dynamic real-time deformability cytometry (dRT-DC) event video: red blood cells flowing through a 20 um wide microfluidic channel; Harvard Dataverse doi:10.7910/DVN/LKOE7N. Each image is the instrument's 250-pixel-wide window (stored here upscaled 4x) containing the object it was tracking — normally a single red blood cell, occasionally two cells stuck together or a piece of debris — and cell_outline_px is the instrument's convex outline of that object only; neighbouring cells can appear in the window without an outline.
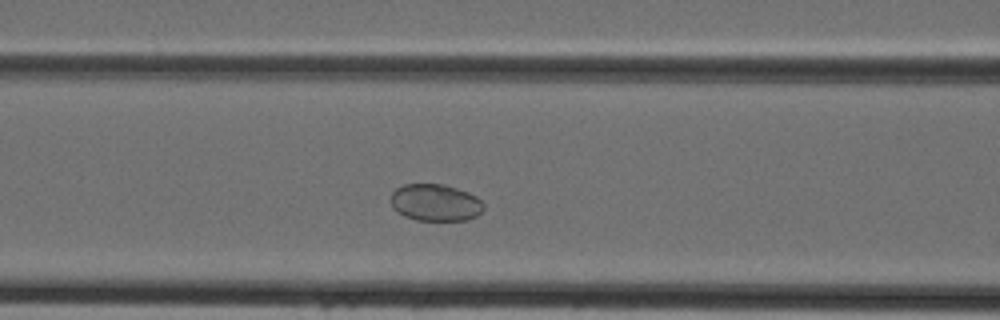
{"species": "Egyptian fruit bat (a non-hibernating species)", "species_latin": "Rousettus aegyptiacus", "temperature_condition": "cold", "stored_images_in_passage": 33, "camera_frame_rate_fps": 3000, "um_per_image_px": 0.085, "animal": {"sex": "female"}, "frame": {"image": 1, "passage_image": 6, "time_ms": 1.667, "image_size_px": [1000, 320], "cell_outline_px": [[484, 208], [476, 216], [468, 220], [416, 220], [404, 216], [396, 212], [392, 208], [392, 192], [396, 188], [404, 184], [444, 184], [468, 192], [476, 196], [484, 204]], "centroid_in_image_um": [37.0, 17.22], "position_along_channel_um": 129.6, "area_um2": 20.06}}
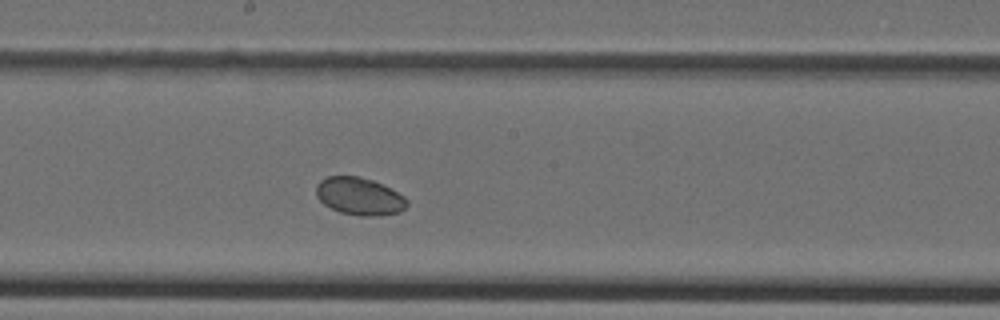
{"frame": {"image": 2, "passage_image": 12, "time_ms": 3.667, "image_size_px": [1000, 320], "cell_outline_px": [[408, 204], [400, 212], [380, 216], [360, 216], [340, 212], [324, 204], [316, 196], [316, 184], [320, 180], [328, 176], [356, 176], [372, 180], [404, 196], [408, 200]], "centroid_in_image_um": [30.53, 16.69], "position_along_channel_um": 217.7, "area_um2": 19.77}}
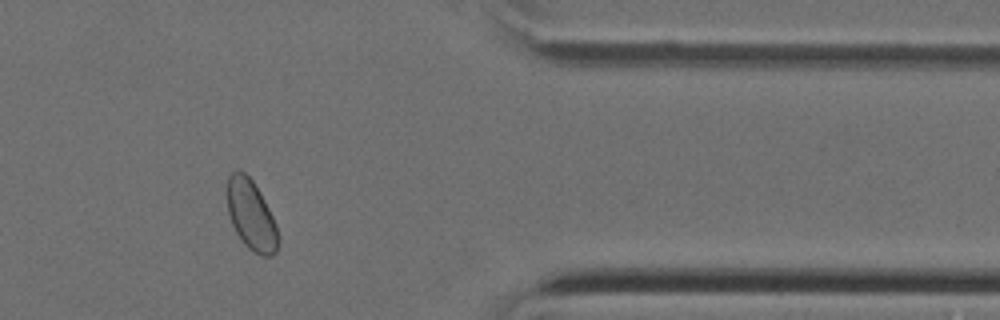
{"frame": {"image": 3, "passage_image": 25, "time_ms": 8.0, "image_size_px": [1000, 320], "cell_outline_px": [[280, 240], [276, 252], [272, 256], [260, 256], [248, 248], [244, 244], [236, 232], [232, 224], [228, 212], [228, 176], [232, 172], [240, 168], [252, 180], [260, 192], [276, 224], [280, 236]], "centroid_in_image_um": [21.37, 18.31], "position_along_channel_um": 390.0, "area_um2": 20.87}}